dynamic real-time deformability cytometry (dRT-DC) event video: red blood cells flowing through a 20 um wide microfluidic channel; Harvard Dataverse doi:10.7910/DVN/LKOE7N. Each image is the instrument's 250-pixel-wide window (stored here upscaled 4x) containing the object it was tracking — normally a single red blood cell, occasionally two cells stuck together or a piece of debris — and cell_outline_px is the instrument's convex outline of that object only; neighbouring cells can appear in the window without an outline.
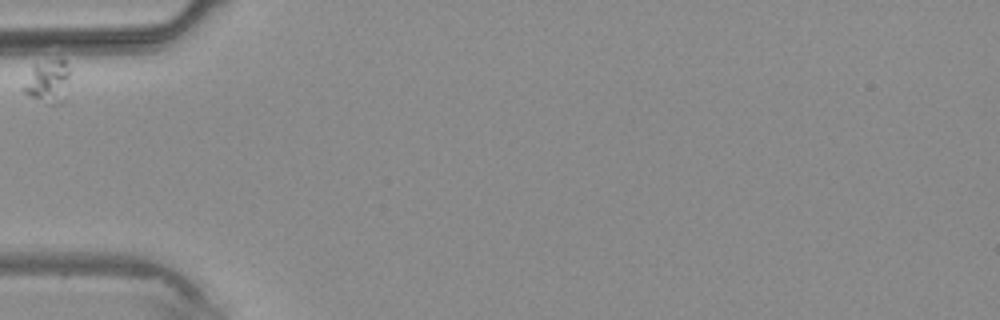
{"species": "common noctule bat (a hibernating species)", "species_latin": "Nyctalus noctula", "temperature_condition": "warm", "stored_images_in_passage": 2, "camera_frame_rate_fps": 3000, "um_per_image_px": 0.085, "animal": {"sex": "male", "body_mass_g": 20.4}, "frame": {"image": 1, "passage_image": 1, "time_ms": 0.0, "image_size_px": [1000, 320], "cell_outline_px": [[72, 72], [64, 100], [60, 104], [52, 108], [44, 104], [24, 92], [20, 88], [32, 68], [36, 64], [52, 60], [64, 60]], "centroid_in_image_um": [4.1, 7.0], "position_along_channel_um": 80.9, "area_um2": 12.08}}
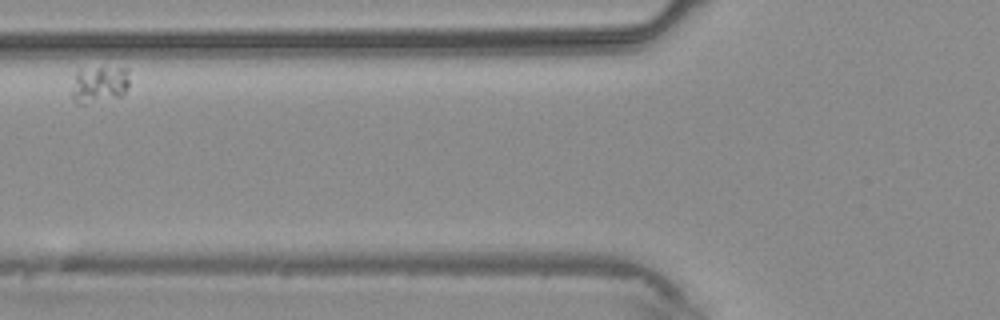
{"frame": {"image": 2, "passage_image": 2, "time_ms": 1.0, "image_size_px": [1000, 320], "cell_outline_px": [[128, 88], [120, 96], [84, 104], [76, 104], [72, 100], [72, 92], [76, 72], [100, 68], [124, 68], [128, 72]], "centroid_in_image_um": [8.44, 7.21], "position_along_channel_um": 117.4, "area_um2": 11.96}}